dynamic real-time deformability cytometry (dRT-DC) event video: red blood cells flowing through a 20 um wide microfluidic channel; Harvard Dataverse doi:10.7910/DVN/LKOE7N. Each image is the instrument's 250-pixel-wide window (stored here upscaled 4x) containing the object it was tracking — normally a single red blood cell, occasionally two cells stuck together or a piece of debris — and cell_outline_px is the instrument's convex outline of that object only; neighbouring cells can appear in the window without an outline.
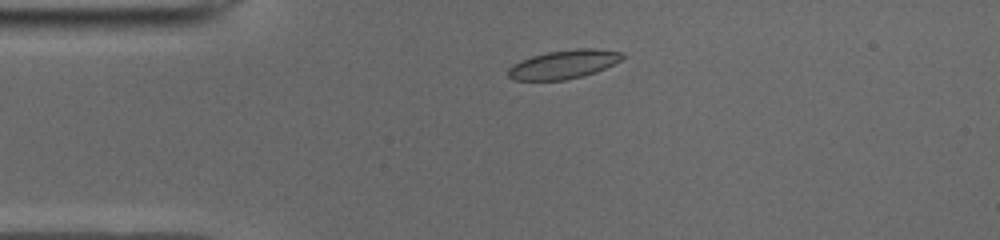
{"species": "common noctule bat (a hibernating species)", "species_latin": "Nyctalus noctula", "temperature_condition": "cold", "stored_images_in_passage": 41, "camera_frame_rate_fps": 3000, "um_per_image_px": 0.085, "animal": {"sex": "male", "body_mass_g": 19.0, "forearm_length_mm": 50.8}, "frame": {"image": 1, "passage_image": 1, "time_ms": 0.0, "image_size_px": [1000, 240], "cell_outline_px": [[628, 56], [596, 72], [584, 76], [564, 80], [512, 80], [508, 76], [508, 68], [512, 64], [520, 60], [532, 56], [548, 52], [576, 48], [596, 48], [624, 52]], "centroid_in_image_um": [47.93, 5.46], "position_along_channel_um": 37.1, "area_um2": 19.31}}
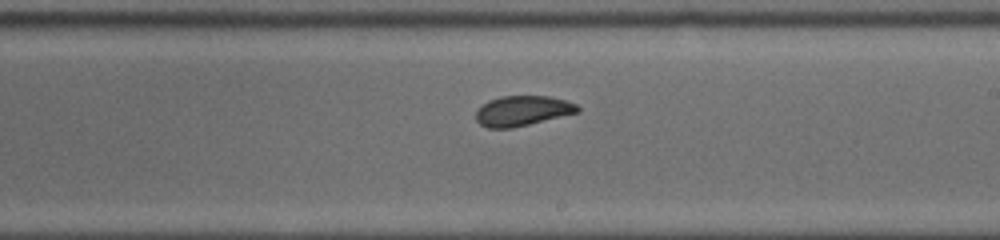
{"frame": {"image": 2, "passage_image": 19, "time_ms": 6.0, "image_size_px": [1000, 240], "cell_outline_px": [[580, 112], [512, 128], [488, 128], [480, 124], [476, 120], [476, 112], [488, 100], [500, 96], [548, 96], [564, 100], [576, 104], [580, 108]], "centroid_in_image_um": [44.41, 9.42], "position_along_channel_um": 244.6, "area_um2": 17.74}}
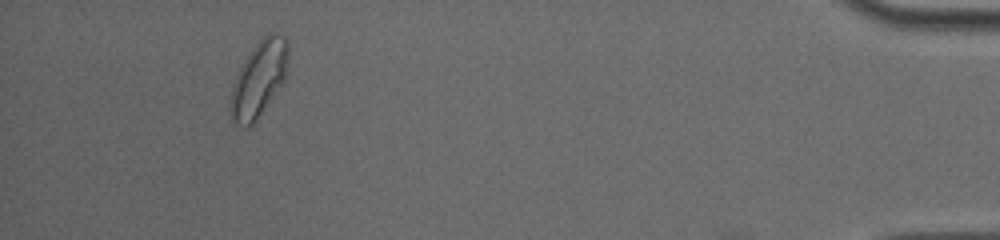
{"frame": {"image": 3, "passage_image": 37, "time_ms": 12.0, "image_size_px": [1000, 240], "cell_outline_px": [[288, 56], [284, 80], [256, 120], [248, 128], [244, 128], [232, 124], [228, 112], [228, 108], [232, 88], [236, 76], [244, 60], [256, 44], [268, 32], [276, 32], [284, 36], [288, 44]], "centroid_in_image_um": [21.96, 6.75], "position_along_channel_um": 413.2, "area_um2": 25.49}, "authors_computed_cell_mechanics": {"area_um2": 18.7272, "velocity_mm_per_s": 3.9206, "shape_relaxation_time_tau1_ms": 5.019, "shape_relaxation_time_tau2_ms": 0.9507, "deformation_change_tau1": 0.1459, "deformation_change_tau2": 0.069}}